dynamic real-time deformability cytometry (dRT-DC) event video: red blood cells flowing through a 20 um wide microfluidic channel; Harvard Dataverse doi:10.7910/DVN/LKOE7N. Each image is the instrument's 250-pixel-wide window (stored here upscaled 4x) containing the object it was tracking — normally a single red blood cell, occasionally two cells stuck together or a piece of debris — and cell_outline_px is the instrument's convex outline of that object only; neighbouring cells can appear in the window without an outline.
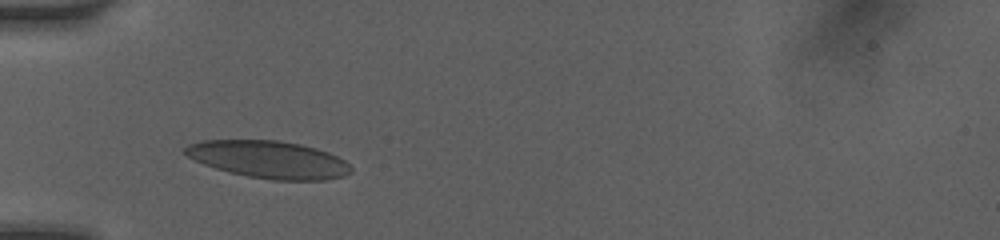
{"species": "human", "species_latin": "Homo sapiens", "temperature_condition": "room temperature", "stored_images_in_passage": 4, "camera_frame_rate_fps": 3000, "um_per_image_px": 0.085, "donor": {"sex": "female"}, "frame": {"image": 1, "passage_image": 2, "time_ms": 1.0, "image_size_px": [1000, 240], "cell_outline_px": [[352, 172], [344, 176], [324, 180], [272, 180], [248, 176], [228, 172], [204, 164], [188, 156], [184, 152], [184, 148], [188, 144], [200, 140], [280, 140], [300, 144], [316, 148], [328, 152], [344, 160], [352, 168]], "centroid_in_image_um": [22.85, 13.55], "position_along_channel_um": 62.1, "area_um2": 36.13}}
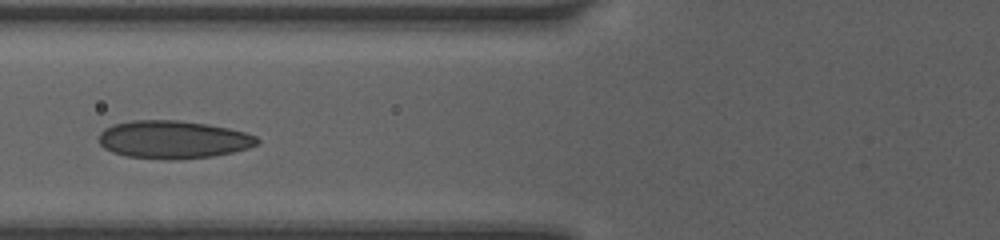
{"frame": {"image": 2, "passage_image": 3, "time_ms": 2.333, "image_size_px": [1000, 240], "cell_outline_px": [[260, 144], [248, 148], [232, 152], [212, 156], [172, 160], [164, 160], [128, 156], [112, 152], [104, 148], [96, 140], [100, 132], [104, 128], [112, 124], [132, 120], [176, 120], [208, 124], [228, 128], [244, 132], [256, 136], [260, 140]], "centroid_in_image_um": [14.69, 11.86], "position_along_channel_um": 111.1, "area_um2": 35.26}}